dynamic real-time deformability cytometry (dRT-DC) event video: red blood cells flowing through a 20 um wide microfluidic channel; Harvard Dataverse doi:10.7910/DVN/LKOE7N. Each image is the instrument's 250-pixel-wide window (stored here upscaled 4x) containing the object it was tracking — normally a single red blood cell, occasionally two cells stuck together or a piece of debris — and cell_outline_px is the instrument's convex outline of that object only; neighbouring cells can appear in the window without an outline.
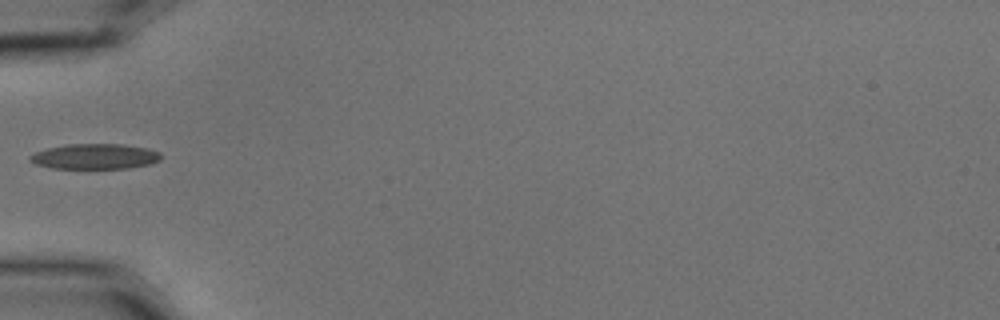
{"species": "common noctule bat (a hibernating species)", "species_latin": "Nyctalus noctula", "temperature_condition": "cold", "stored_images_in_passage": 1, "camera_frame_rate_fps": 3000, "um_per_image_px": 0.085, "animal": {"sex": "male", "body_mass_g": 15.6}, "frame": {"image": 1, "passage_image": 1, "time_ms": 0.0, "image_size_px": [1000, 320], "cell_outline_px": [[160, 160], [152, 164], [128, 168], [52, 168], [36, 164], [28, 160], [28, 156], [36, 152], [48, 148], [68, 144], [120, 144], [148, 148], [160, 152]], "centroid_in_image_um": [8.08, 13.3], "position_along_channel_um": 76.9, "area_um2": 19.31}}